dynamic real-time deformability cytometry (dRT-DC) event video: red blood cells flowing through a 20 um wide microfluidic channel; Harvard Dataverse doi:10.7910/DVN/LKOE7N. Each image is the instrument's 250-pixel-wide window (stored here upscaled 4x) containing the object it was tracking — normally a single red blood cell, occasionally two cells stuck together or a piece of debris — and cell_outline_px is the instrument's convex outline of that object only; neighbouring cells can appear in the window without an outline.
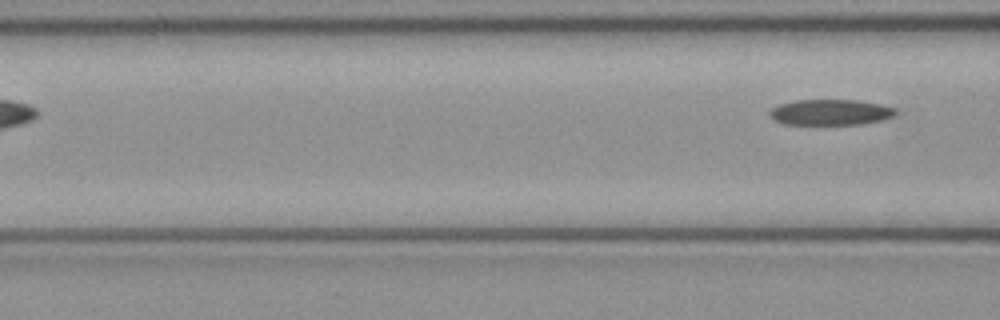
{"species": "common noctule bat (a hibernating species)", "species_latin": "Nyctalus noctula", "temperature_condition": "cold", "stored_images_in_passage": 7, "camera_frame_rate_fps": 3000, "um_per_image_px": 0.085, "animal": {"sex": "female", "body_mass_g": 21.9}, "frame": {"image": 1, "passage_image": 7, "time_ms": 2.0, "image_size_px": [1000, 320], "cell_outline_px": [[896, 112], [892, 116], [880, 120], [860, 124], [784, 124], [772, 120], [768, 112], [772, 108], [780, 104], [796, 100], [860, 100], [880, 104], [896, 108]], "centroid_in_image_um": [70.55, 9.54], "position_along_channel_um": 96.0, "area_um2": 18.84}}